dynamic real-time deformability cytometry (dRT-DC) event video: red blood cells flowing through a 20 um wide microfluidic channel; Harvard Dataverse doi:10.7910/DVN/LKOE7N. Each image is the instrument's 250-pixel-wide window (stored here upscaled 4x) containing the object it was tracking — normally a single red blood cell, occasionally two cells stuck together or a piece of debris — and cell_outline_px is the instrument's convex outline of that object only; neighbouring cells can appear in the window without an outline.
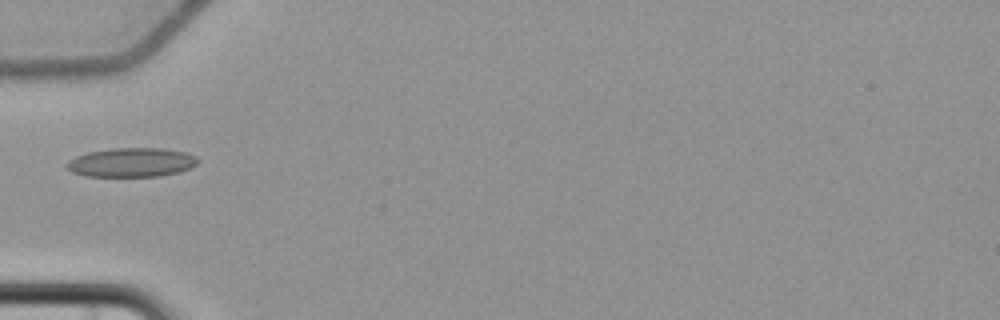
{"species": "common noctule bat (a hibernating species)", "species_latin": "Nyctalus noctula", "temperature_condition": "cold", "stored_images_in_passage": 5, "camera_frame_rate_fps": 3000, "um_per_image_px": 0.085, "animal": {"sex": "female", "body_mass_g": 22.7, "forearm_length_mm": 54.2}, "frame": {"image": 1, "passage_image": 2, "time_ms": 1.333, "image_size_px": [1000, 320], "cell_outline_px": [[200, 160], [196, 164], [180, 172], [160, 176], [84, 176], [72, 172], [64, 164], [68, 160], [76, 156], [88, 152], [112, 148], [164, 148], [184, 152], [196, 156]], "centroid_in_image_um": [11.17, 13.8], "position_along_channel_um": 73.8, "area_um2": 22.31}}
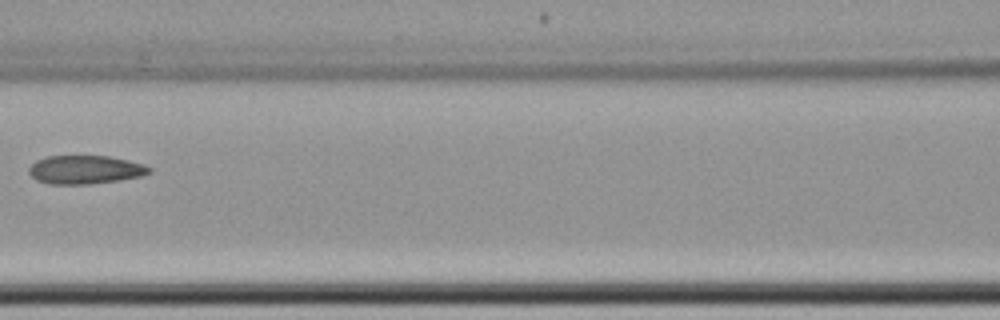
{"frame": {"image": 2, "passage_image": 4, "time_ms": 3.667, "image_size_px": [1000, 320], "cell_outline_px": [[152, 172], [140, 176], [120, 180], [88, 184], [48, 184], [36, 180], [28, 172], [28, 168], [36, 160], [48, 156], [108, 156], [128, 160], [144, 164], [152, 168]], "centroid_in_image_um": [7.24, 14.42], "position_along_channel_um": 159.4, "area_um2": 20.06}}
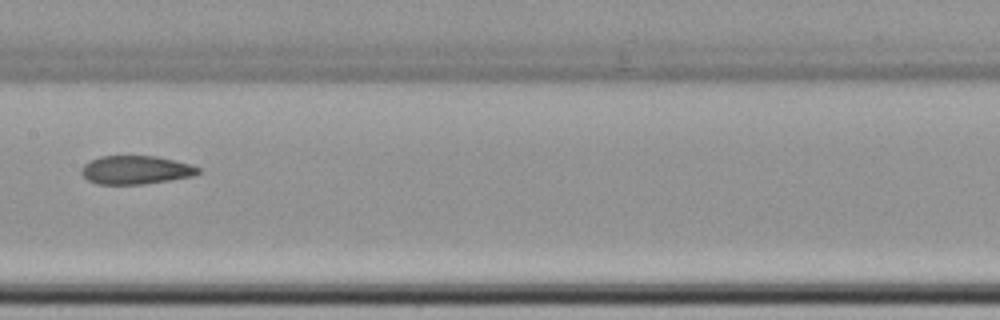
{"frame": {"image": 3, "passage_image": 5, "time_ms": 4.667, "image_size_px": [1000, 320], "cell_outline_px": [[200, 172], [192, 176], [144, 184], [96, 184], [88, 180], [80, 172], [80, 168], [88, 160], [100, 156], [156, 156], [188, 164], [200, 168]], "centroid_in_image_um": [11.47, 14.44], "position_along_channel_um": 195.9, "area_um2": 19.31}}